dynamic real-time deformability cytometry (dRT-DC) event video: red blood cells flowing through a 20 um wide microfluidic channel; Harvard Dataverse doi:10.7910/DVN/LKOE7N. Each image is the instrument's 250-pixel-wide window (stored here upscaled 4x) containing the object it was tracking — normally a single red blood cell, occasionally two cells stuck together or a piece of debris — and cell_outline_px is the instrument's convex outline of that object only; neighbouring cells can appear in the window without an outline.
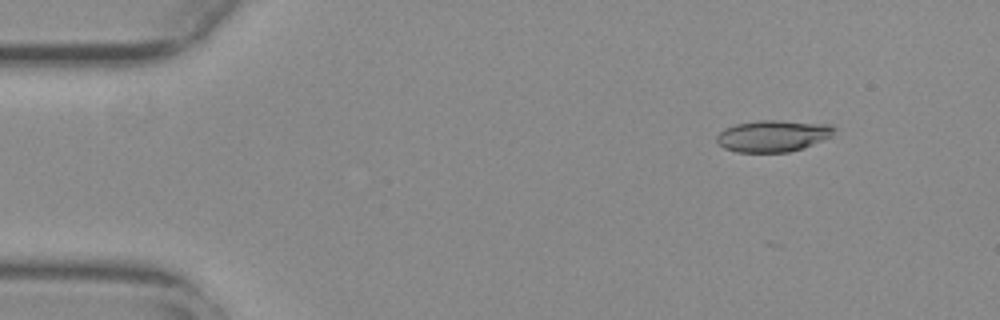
{"species": "common noctule bat (a hibernating species)", "species_latin": "Nyctalus noctula", "temperature_condition": "warm", "stored_images_in_passage": 10, "camera_frame_rate_fps": 3000, "um_per_image_px": 0.085, "animal": {"sex": "female", "body_mass_g": 29.2, "forearm_length_mm": 56.3}, "frame": {"image": 1, "passage_image": 1, "time_ms": 0.0, "image_size_px": [1000, 320], "cell_outline_px": [[836, 128], [824, 140], [804, 148], [788, 152], [736, 152], [724, 148], [716, 140], [716, 136], [724, 128], [736, 124], [760, 120], [780, 120], [832, 124]], "centroid_in_image_um": [65.7, 11.55], "position_along_channel_um": 19.3, "area_um2": 21.68}}